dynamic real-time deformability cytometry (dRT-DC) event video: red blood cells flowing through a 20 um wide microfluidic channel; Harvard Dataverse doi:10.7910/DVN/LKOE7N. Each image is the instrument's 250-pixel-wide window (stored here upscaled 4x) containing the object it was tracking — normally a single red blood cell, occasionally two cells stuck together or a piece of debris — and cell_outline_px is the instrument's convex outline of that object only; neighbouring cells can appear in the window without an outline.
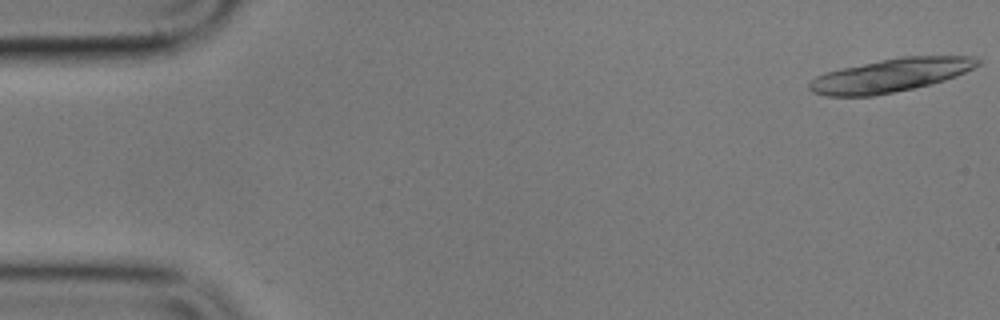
{"species": "common noctule bat (a hibernating species)", "species_latin": "Nyctalus noctula", "temperature_condition": "cold", "stored_images_in_passage": 5, "camera_frame_rate_fps": 3000, "um_per_image_px": 0.085, "animal": {"sex": "male", "body_mass_g": 17.9}, "frame": {"image": 1, "passage_image": 1, "time_ms": 0.0, "image_size_px": [1000, 320], "cell_outline_px": [[980, 64], [956, 76], [932, 84], [872, 96], [828, 96], [812, 92], [808, 88], [808, 84], [816, 76], [828, 72], [844, 68], [880, 60], [900, 56], [976, 56], [980, 60]], "centroid_in_image_um": [75.72, 6.4], "position_along_channel_um": 9.3, "area_um2": 32.43}}